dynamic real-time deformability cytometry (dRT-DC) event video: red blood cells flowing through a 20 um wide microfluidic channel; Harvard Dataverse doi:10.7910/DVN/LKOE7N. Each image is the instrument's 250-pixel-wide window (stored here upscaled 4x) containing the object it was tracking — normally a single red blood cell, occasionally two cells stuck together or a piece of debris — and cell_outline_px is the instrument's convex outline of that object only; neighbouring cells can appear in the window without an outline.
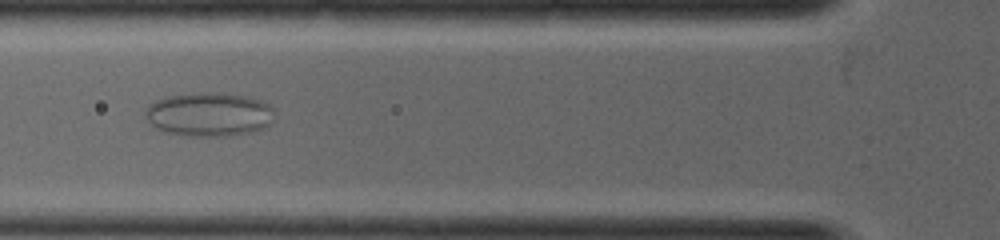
{"species": "common noctule bat (a hibernating species)", "species_latin": "Nyctalus noctula", "temperature_condition": "warm", "stored_images_in_passage": 14, "camera_frame_rate_fps": 5000, "um_per_image_px": 0.085, "animal": {"sex": "female", "body_mass_g": 19.0, "forearm_length_mm": 53.3}, "frame": {"image": 1, "passage_image": 10, "time_ms": 1.8, "image_size_px": [1000, 240], "cell_outline_px": [[272, 124], [264, 128], [252, 132], [228, 136], [188, 136], [164, 132], [156, 128], [144, 120], [144, 108], [148, 104], [156, 100], [168, 96], [196, 92], [220, 92], [248, 96], [260, 100], [268, 104], [272, 108]], "centroid_in_image_um": [17.72, 9.72], "position_along_channel_um": 108.1, "area_um2": 33.7}}
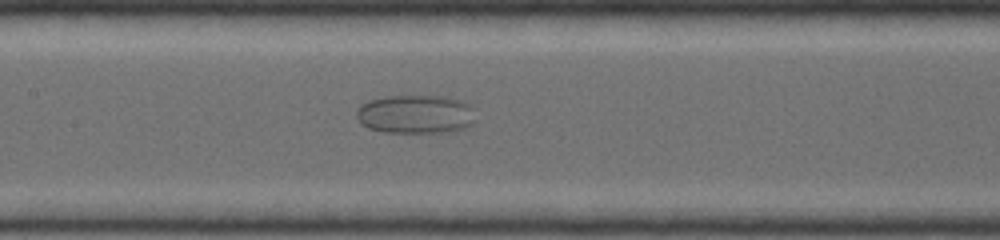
{"frame": {"image": 2, "passage_image": 14, "time_ms": 2.6, "image_size_px": [1000, 240], "cell_outline_px": [[476, 120], [472, 124], [464, 128], [448, 132], [384, 132], [368, 128], [360, 124], [356, 116], [356, 112], [360, 104], [368, 100], [384, 96], [448, 96], [460, 100], [468, 104], [472, 108]], "centroid_in_image_um": [35.3, 9.7], "position_along_channel_um": 172.1, "area_um2": 27.17}}